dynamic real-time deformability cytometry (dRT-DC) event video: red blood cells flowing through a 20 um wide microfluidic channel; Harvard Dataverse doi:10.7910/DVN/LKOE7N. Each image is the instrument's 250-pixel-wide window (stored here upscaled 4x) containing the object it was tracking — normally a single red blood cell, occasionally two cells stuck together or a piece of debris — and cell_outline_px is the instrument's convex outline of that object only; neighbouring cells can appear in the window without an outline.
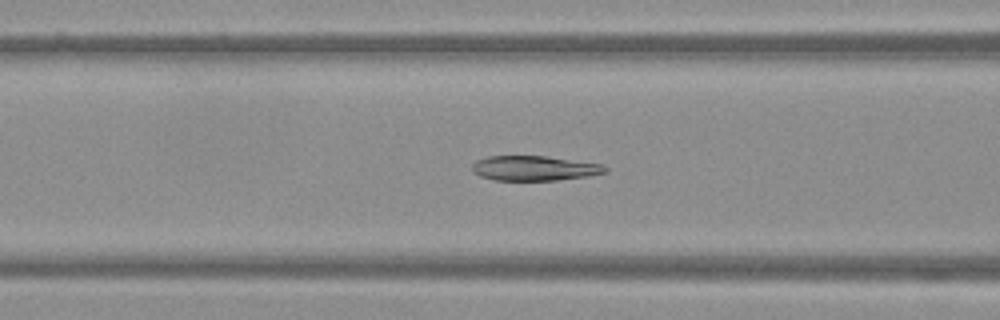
{"species": "Egyptian fruit bat (a non-hibernating species)", "species_latin": "Rousettus aegyptiacus", "temperature_condition": "warm", "stored_images_in_passage": 50, "camera_frame_rate_fps": 3000, "um_per_image_px": 0.085, "frame": {"image": 1, "passage_image": 20, "time_ms": 6.333, "image_size_px": [1000, 320], "cell_outline_px": [[608, 172], [588, 176], [556, 180], [492, 180], [480, 176], [472, 172], [472, 164], [476, 160], [488, 156], [544, 156], [604, 164], [608, 168]], "centroid_in_image_um": [45.42, 14.3], "position_along_channel_um": 121.2, "area_um2": 19.36}}
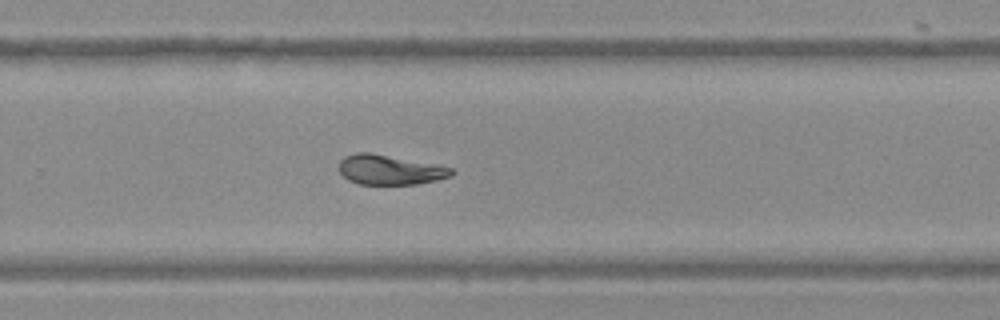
{"frame": {"image": 2, "passage_image": 33, "time_ms": 10.667, "image_size_px": [1000, 320], "cell_outline_px": [[456, 172], [452, 176], [436, 180], [416, 184], [360, 184], [348, 180], [340, 172], [340, 160], [344, 156], [356, 152], [368, 152], [432, 164], [452, 168]], "centroid_in_image_um": [33.12, 14.44], "position_along_channel_um": 296.7, "area_um2": 19.25}}
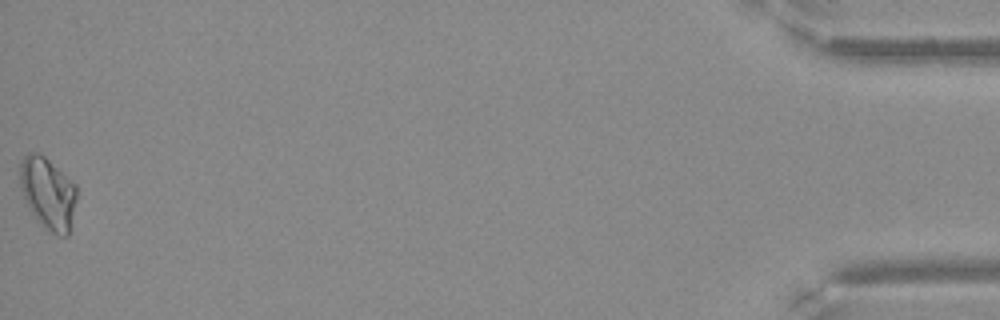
{"frame": {"image": 3, "passage_image": 50, "time_ms": 16.333, "image_size_px": [1000, 320], "cell_outline_px": [[76, 200], [68, 236], [56, 236], [48, 232], [36, 220], [24, 200], [20, 188], [20, 160], [28, 152], [36, 152], [44, 156], [76, 184]], "centroid_in_image_um": [4.06, 16.44], "position_along_channel_um": 431.1, "area_um2": 23.99}}